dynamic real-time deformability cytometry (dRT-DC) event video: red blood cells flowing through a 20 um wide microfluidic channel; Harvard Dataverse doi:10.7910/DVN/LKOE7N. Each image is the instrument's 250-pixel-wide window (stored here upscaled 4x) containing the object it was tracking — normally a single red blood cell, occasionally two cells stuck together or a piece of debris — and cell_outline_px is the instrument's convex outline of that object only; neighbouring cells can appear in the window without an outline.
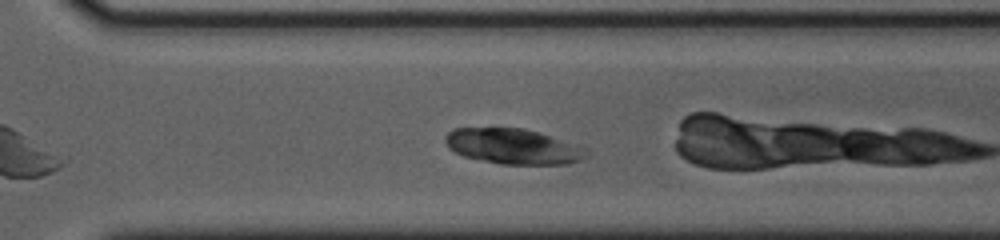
{"species": "common noctule bat (a hibernating species)", "species_latin": "Nyctalus noctula", "temperature_condition": "cold", "stored_images_in_passage": 37, "camera_frame_rate_fps": 3000, "um_per_image_px": 0.085, "animal": {"sex": "female", "body_mass_g": 23.0, "forearm_length_mm": 53.4}, "frame": {"image": 1, "passage_image": 27, "time_ms": 8.667, "image_size_px": [1000, 240], "cell_outline_px": [[588, 156], [580, 160], [568, 164], [500, 164], [464, 156], [448, 148], [444, 140], [448, 132], [452, 128], [520, 128], [536, 132], [588, 148]], "centroid_in_image_um": [43.61, 12.45], "position_along_channel_um": 327.0, "area_um2": 28.9}}